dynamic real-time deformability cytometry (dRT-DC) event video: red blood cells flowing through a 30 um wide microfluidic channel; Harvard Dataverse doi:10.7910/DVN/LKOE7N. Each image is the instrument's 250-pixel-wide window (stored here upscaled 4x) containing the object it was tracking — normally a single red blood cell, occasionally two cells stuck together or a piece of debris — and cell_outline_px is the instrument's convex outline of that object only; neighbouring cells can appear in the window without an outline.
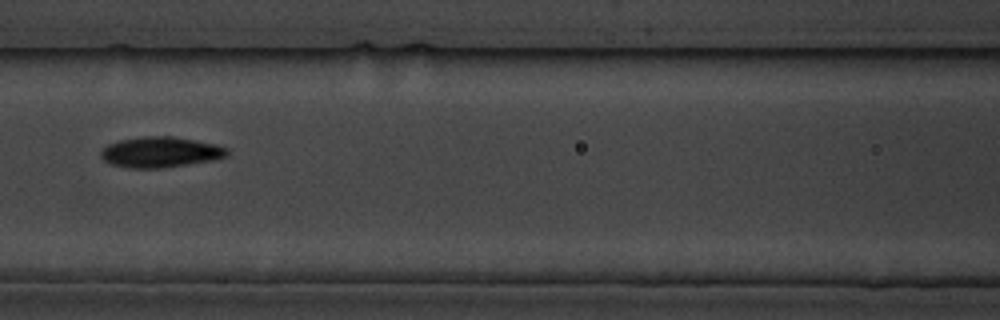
{"species": "common noctule bat (a hibernating species)", "species_latin": "Nyctalus noctula", "temperature_condition": "cold", "stored_images_in_passage": 11, "camera_frame_rate_fps": 3000, "um_per_image_px": 0.085, "animal": {"sex": "male", "body_mass_g": 19.5, "forearm_length_mm": 54.6}, "frame": {"image": 1, "passage_image": 8, "time_ms": 8.0, "image_size_px": [1000, 320], "cell_outline_px": [[232, 152], [228, 156], [212, 160], [160, 168], [132, 168], [112, 164], [104, 160], [100, 156], [100, 152], [108, 144], [120, 140], [144, 136], [172, 136], [196, 140], [216, 144], [228, 148]], "centroid_in_image_um": [13.68, 12.92], "position_along_channel_um": 152.9, "area_um2": 22.48}}